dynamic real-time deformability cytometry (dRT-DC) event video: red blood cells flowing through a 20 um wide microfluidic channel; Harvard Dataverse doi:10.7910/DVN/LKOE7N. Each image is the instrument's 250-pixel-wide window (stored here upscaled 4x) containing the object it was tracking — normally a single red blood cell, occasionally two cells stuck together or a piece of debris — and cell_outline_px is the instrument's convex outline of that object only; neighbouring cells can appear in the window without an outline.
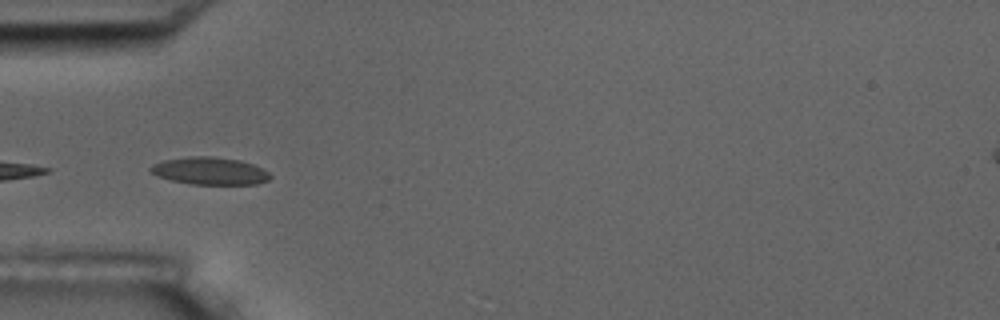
{"species": "common noctule bat (a hibernating species)", "species_latin": "Nyctalus noctula", "temperature_condition": "room temperature", "stored_images_in_passage": 14, "camera_frame_rate_fps": 3000, "um_per_image_px": 0.085, "animal": {"sex": "male", "body_mass_g": 17.5, "forearm_length_mm": 52.3}, "frame": {"image": 1, "passage_image": 5, "time_ms": 5.667, "image_size_px": [1000, 320], "cell_outline_px": [[272, 176], [268, 180], [256, 184], [192, 184], [172, 180], [156, 176], [148, 168], [152, 164], [164, 160], [188, 156], [212, 156], [240, 160], [252, 164], [268, 172]], "centroid_in_image_um": [17.81, 14.52], "position_along_channel_um": 67.2, "area_um2": 19.07}}
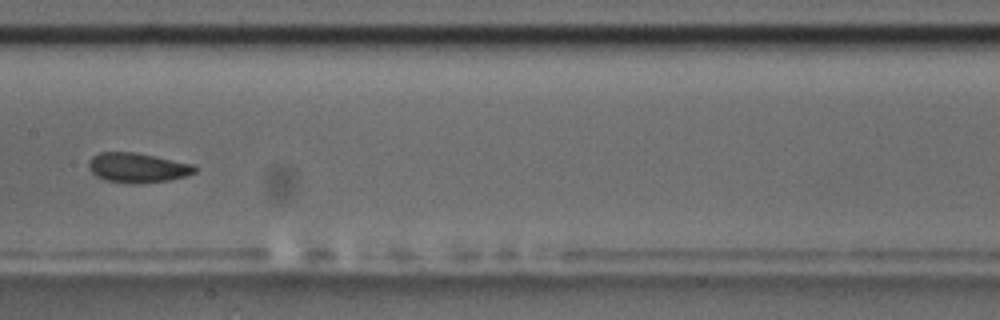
{"frame": {"image": 2, "passage_image": 8, "time_ms": 9.333, "image_size_px": [1000, 320], "cell_outline_px": [[196, 172], [184, 176], [168, 180], [140, 184], [128, 184], [104, 180], [96, 176], [88, 168], [88, 160], [92, 156], [100, 152], [136, 152], [196, 164]], "centroid_in_image_um": [11.68, 14.25], "position_along_channel_um": 195.7, "area_um2": 18.73}}
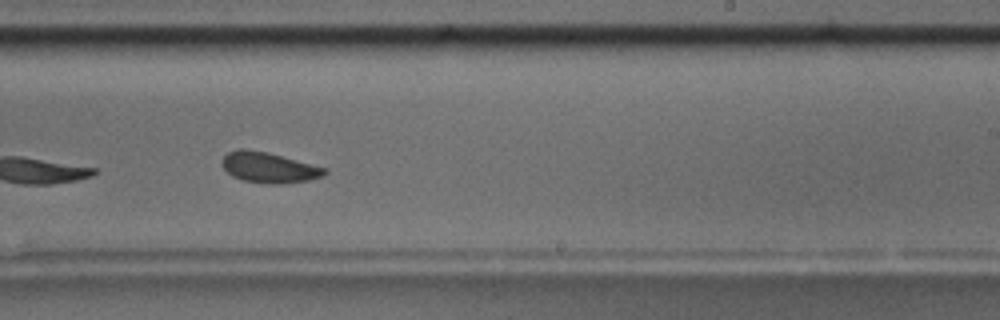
{"frame": {"image": 3, "passage_image": 10, "time_ms": 11.333, "image_size_px": [1000, 320], "cell_outline_px": [[328, 172], [324, 176], [308, 180], [280, 184], [268, 184], [244, 180], [232, 176], [220, 164], [220, 160], [228, 152], [240, 148], [244, 148], [268, 152], [328, 168]], "centroid_in_image_um": [22.86, 14.23], "position_along_channel_um": 266.1, "area_um2": 18.44}, "authors_computed_cell_mechanics": {"area_um2": 18.9006, "velocity_mm_per_s": 3.5335, "shape_relaxation_time_tau1_ms": 1.8053, "shape_relaxation_time_tau2_ms": 0.9633, "deformation_change_tau1": 0.0844, "deformation_change_tau2": 0.0572}}